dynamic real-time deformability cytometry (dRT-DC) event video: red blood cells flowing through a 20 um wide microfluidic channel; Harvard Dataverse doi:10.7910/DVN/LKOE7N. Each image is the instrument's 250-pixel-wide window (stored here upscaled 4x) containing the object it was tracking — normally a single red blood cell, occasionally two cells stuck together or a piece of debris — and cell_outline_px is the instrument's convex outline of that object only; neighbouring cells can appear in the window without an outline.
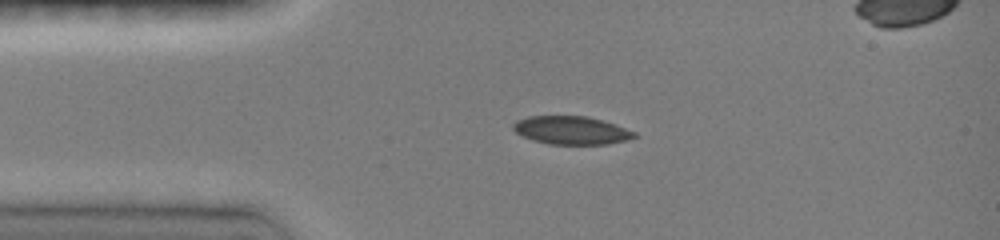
{"species": "common noctule bat (a hibernating species)", "species_latin": "Nyctalus noctula", "temperature_condition": "room temperature", "stored_images_in_passage": 14, "camera_frame_rate_fps": 3000, "um_per_image_px": 0.085, "animal": {"sex": "female", "body_mass_g": 19.0, "forearm_length_mm": 51.5}, "frame": {"image": 1, "passage_image": 1, "time_ms": 0.0, "image_size_px": [1000, 240], "cell_outline_px": [[636, 136], [628, 140], [608, 144], [548, 144], [532, 140], [516, 132], [512, 128], [512, 124], [516, 120], [528, 116], [588, 116], [636, 132]], "centroid_in_image_um": [48.53, 11.08], "position_along_channel_um": 36.5, "area_um2": 19.77}}
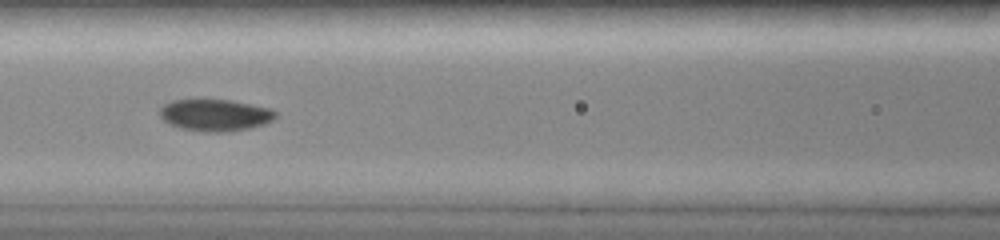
{"frame": {"image": 2, "passage_image": 8, "time_ms": 3.333, "image_size_px": [1000, 240], "cell_outline_px": [[276, 116], [272, 120], [264, 124], [248, 128], [224, 132], [204, 132], [180, 128], [164, 120], [160, 116], [160, 108], [164, 104], [172, 100], [232, 100], [272, 108], [276, 112]], "centroid_in_image_um": [18.3, 9.78], "position_along_channel_um": 148.3, "area_um2": 21.39}}
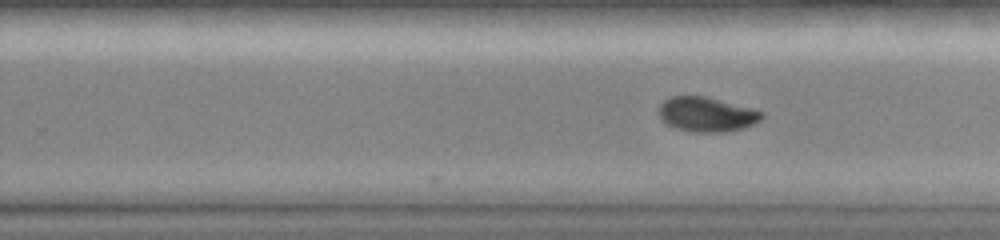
{"frame": {"image": 3, "passage_image": 14, "time_ms": 6.333, "image_size_px": [1000, 240], "cell_outline_px": [[764, 116], [760, 120], [744, 128], [728, 132], [696, 132], [676, 128], [660, 120], [660, 104], [664, 100], [672, 96], [704, 96], [752, 108], [764, 112]], "centroid_in_image_um": [60.08, 9.73], "position_along_channel_um": 269.7, "area_um2": 20.69}}